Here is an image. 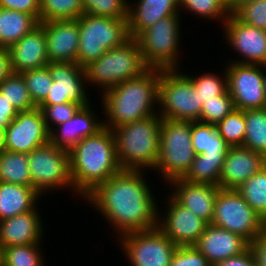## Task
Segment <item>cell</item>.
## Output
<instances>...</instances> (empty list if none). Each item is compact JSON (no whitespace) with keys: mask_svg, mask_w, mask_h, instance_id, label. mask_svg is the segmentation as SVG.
<instances>
[{"mask_svg":"<svg viewBox=\"0 0 266 266\" xmlns=\"http://www.w3.org/2000/svg\"><path fill=\"white\" fill-rule=\"evenodd\" d=\"M145 173L144 170H122L83 198L114 227L117 237L157 227L159 205Z\"/></svg>","mask_w":266,"mask_h":266,"instance_id":"1","label":"cell"},{"mask_svg":"<svg viewBox=\"0 0 266 266\" xmlns=\"http://www.w3.org/2000/svg\"><path fill=\"white\" fill-rule=\"evenodd\" d=\"M68 152L74 193L81 198L123 170L118 161L113 132L106 127L82 139Z\"/></svg>","mask_w":266,"mask_h":266,"instance_id":"2","label":"cell"},{"mask_svg":"<svg viewBox=\"0 0 266 266\" xmlns=\"http://www.w3.org/2000/svg\"><path fill=\"white\" fill-rule=\"evenodd\" d=\"M160 69L147 68L137 77L121 82L101 94L105 120L109 129L158 114Z\"/></svg>","mask_w":266,"mask_h":266,"instance_id":"3","label":"cell"},{"mask_svg":"<svg viewBox=\"0 0 266 266\" xmlns=\"http://www.w3.org/2000/svg\"><path fill=\"white\" fill-rule=\"evenodd\" d=\"M161 120L155 114L112 129L123 170L154 169L159 157Z\"/></svg>","mask_w":266,"mask_h":266,"instance_id":"4","label":"cell"},{"mask_svg":"<svg viewBox=\"0 0 266 266\" xmlns=\"http://www.w3.org/2000/svg\"><path fill=\"white\" fill-rule=\"evenodd\" d=\"M147 68L138 42L130 37L121 46L107 50L99 59L90 62L84 70L87 85L100 87L103 94L121 82L137 77Z\"/></svg>","mask_w":266,"mask_h":266,"instance_id":"5","label":"cell"},{"mask_svg":"<svg viewBox=\"0 0 266 266\" xmlns=\"http://www.w3.org/2000/svg\"><path fill=\"white\" fill-rule=\"evenodd\" d=\"M192 146L191 122L162 119L160 125V150L153 171L159 172L167 184L183 178L195 159ZM166 181V182H165Z\"/></svg>","mask_w":266,"mask_h":266,"instance_id":"6","label":"cell"},{"mask_svg":"<svg viewBox=\"0 0 266 266\" xmlns=\"http://www.w3.org/2000/svg\"><path fill=\"white\" fill-rule=\"evenodd\" d=\"M198 94L192 80L180 69H160L157 108L162 119L199 121L203 104Z\"/></svg>","mask_w":266,"mask_h":266,"instance_id":"7","label":"cell"},{"mask_svg":"<svg viewBox=\"0 0 266 266\" xmlns=\"http://www.w3.org/2000/svg\"><path fill=\"white\" fill-rule=\"evenodd\" d=\"M127 20L86 13L80 15V40L76 63L84 68L90 62L99 59L107 50L126 42L130 38Z\"/></svg>","mask_w":266,"mask_h":266,"instance_id":"8","label":"cell"},{"mask_svg":"<svg viewBox=\"0 0 266 266\" xmlns=\"http://www.w3.org/2000/svg\"><path fill=\"white\" fill-rule=\"evenodd\" d=\"M180 15L162 18L135 38L148 68L180 69Z\"/></svg>","mask_w":266,"mask_h":266,"instance_id":"9","label":"cell"},{"mask_svg":"<svg viewBox=\"0 0 266 266\" xmlns=\"http://www.w3.org/2000/svg\"><path fill=\"white\" fill-rule=\"evenodd\" d=\"M211 224L240 235L248 243L266 229V222L235 189H219Z\"/></svg>","mask_w":266,"mask_h":266,"instance_id":"10","label":"cell"},{"mask_svg":"<svg viewBox=\"0 0 266 266\" xmlns=\"http://www.w3.org/2000/svg\"><path fill=\"white\" fill-rule=\"evenodd\" d=\"M28 162L32 186L41 196L63 188L74 192L68 150L48 142L32 150Z\"/></svg>","mask_w":266,"mask_h":266,"instance_id":"11","label":"cell"},{"mask_svg":"<svg viewBox=\"0 0 266 266\" xmlns=\"http://www.w3.org/2000/svg\"><path fill=\"white\" fill-rule=\"evenodd\" d=\"M117 240L131 266H170L178 247L158 227L129 232Z\"/></svg>","mask_w":266,"mask_h":266,"instance_id":"12","label":"cell"},{"mask_svg":"<svg viewBox=\"0 0 266 266\" xmlns=\"http://www.w3.org/2000/svg\"><path fill=\"white\" fill-rule=\"evenodd\" d=\"M47 67L53 83L47 97L38 106L74 102L84 107L91 103L83 67L73 62L49 63Z\"/></svg>","mask_w":266,"mask_h":266,"instance_id":"13","label":"cell"},{"mask_svg":"<svg viewBox=\"0 0 266 266\" xmlns=\"http://www.w3.org/2000/svg\"><path fill=\"white\" fill-rule=\"evenodd\" d=\"M227 86L237 110L266 108L259 65L230 62L225 67Z\"/></svg>","mask_w":266,"mask_h":266,"instance_id":"14","label":"cell"},{"mask_svg":"<svg viewBox=\"0 0 266 266\" xmlns=\"http://www.w3.org/2000/svg\"><path fill=\"white\" fill-rule=\"evenodd\" d=\"M48 142L50 132L38 107L19 112L6 128L5 150L29 154Z\"/></svg>","mask_w":266,"mask_h":266,"instance_id":"15","label":"cell"},{"mask_svg":"<svg viewBox=\"0 0 266 266\" xmlns=\"http://www.w3.org/2000/svg\"><path fill=\"white\" fill-rule=\"evenodd\" d=\"M165 216L158 211L157 227L177 246L195 245L207 223L179 204L171 195L166 198ZM161 215V216H160ZM162 217V218H161Z\"/></svg>","mask_w":266,"mask_h":266,"instance_id":"16","label":"cell"},{"mask_svg":"<svg viewBox=\"0 0 266 266\" xmlns=\"http://www.w3.org/2000/svg\"><path fill=\"white\" fill-rule=\"evenodd\" d=\"M224 38L232 51L238 52V64L260 65L266 61V30L256 28L240 21L234 14H230L224 22Z\"/></svg>","mask_w":266,"mask_h":266,"instance_id":"17","label":"cell"},{"mask_svg":"<svg viewBox=\"0 0 266 266\" xmlns=\"http://www.w3.org/2000/svg\"><path fill=\"white\" fill-rule=\"evenodd\" d=\"M44 28L49 63H76L79 49L78 19L39 22Z\"/></svg>","mask_w":266,"mask_h":266,"instance_id":"18","label":"cell"},{"mask_svg":"<svg viewBox=\"0 0 266 266\" xmlns=\"http://www.w3.org/2000/svg\"><path fill=\"white\" fill-rule=\"evenodd\" d=\"M173 192L168 193L182 206L210 224L214 213V204L219 186L201 183H191L176 179L168 184Z\"/></svg>","mask_w":266,"mask_h":266,"instance_id":"19","label":"cell"},{"mask_svg":"<svg viewBox=\"0 0 266 266\" xmlns=\"http://www.w3.org/2000/svg\"><path fill=\"white\" fill-rule=\"evenodd\" d=\"M194 246L210 265H216L243 253L248 248V242L240 235L210 223Z\"/></svg>","mask_w":266,"mask_h":266,"instance_id":"20","label":"cell"},{"mask_svg":"<svg viewBox=\"0 0 266 266\" xmlns=\"http://www.w3.org/2000/svg\"><path fill=\"white\" fill-rule=\"evenodd\" d=\"M11 71L22 73L49 64L44 28L39 24L8 48Z\"/></svg>","mask_w":266,"mask_h":266,"instance_id":"21","label":"cell"},{"mask_svg":"<svg viewBox=\"0 0 266 266\" xmlns=\"http://www.w3.org/2000/svg\"><path fill=\"white\" fill-rule=\"evenodd\" d=\"M263 157V154L243 146L230 147L223 163L219 187L236 190L263 169Z\"/></svg>","mask_w":266,"mask_h":266,"instance_id":"22","label":"cell"},{"mask_svg":"<svg viewBox=\"0 0 266 266\" xmlns=\"http://www.w3.org/2000/svg\"><path fill=\"white\" fill-rule=\"evenodd\" d=\"M87 105L81 107L78 112L65 123L56 126L50 132V142L56 147L70 150L82 139L95 135L103 126L95 111Z\"/></svg>","mask_w":266,"mask_h":266,"instance_id":"23","label":"cell"},{"mask_svg":"<svg viewBox=\"0 0 266 266\" xmlns=\"http://www.w3.org/2000/svg\"><path fill=\"white\" fill-rule=\"evenodd\" d=\"M37 207L31 211L0 221L2 248L14 245L42 243L45 232Z\"/></svg>","mask_w":266,"mask_h":266,"instance_id":"24","label":"cell"},{"mask_svg":"<svg viewBox=\"0 0 266 266\" xmlns=\"http://www.w3.org/2000/svg\"><path fill=\"white\" fill-rule=\"evenodd\" d=\"M180 0L128 1V34L136 38L143 30L162 18L180 14Z\"/></svg>","mask_w":266,"mask_h":266,"instance_id":"25","label":"cell"},{"mask_svg":"<svg viewBox=\"0 0 266 266\" xmlns=\"http://www.w3.org/2000/svg\"><path fill=\"white\" fill-rule=\"evenodd\" d=\"M39 198L33 187L0 182V221L35 209Z\"/></svg>","mask_w":266,"mask_h":266,"instance_id":"26","label":"cell"},{"mask_svg":"<svg viewBox=\"0 0 266 266\" xmlns=\"http://www.w3.org/2000/svg\"><path fill=\"white\" fill-rule=\"evenodd\" d=\"M191 138L194 153L211 159H225L230 146L219 135L216 125L191 122Z\"/></svg>","mask_w":266,"mask_h":266,"instance_id":"27","label":"cell"},{"mask_svg":"<svg viewBox=\"0 0 266 266\" xmlns=\"http://www.w3.org/2000/svg\"><path fill=\"white\" fill-rule=\"evenodd\" d=\"M38 25L31 14L0 7V47L8 49Z\"/></svg>","mask_w":266,"mask_h":266,"instance_id":"28","label":"cell"},{"mask_svg":"<svg viewBox=\"0 0 266 266\" xmlns=\"http://www.w3.org/2000/svg\"><path fill=\"white\" fill-rule=\"evenodd\" d=\"M0 182L32 186L28 154L3 150L0 152Z\"/></svg>","mask_w":266,"mask_h":266,"instance_id":"29","label":"cell"},{"mask_svg":"<svg viewBox=\"0 0 266 266\" xmlns=\"http://www.w3.org/2000/svg\"><path fill=\"white\" fill-rule=\"evenodd\" d=\"M246 131L243 147L266 154V108L244 110Z\"/></svg>","mask_w":266,"mask_h":266,"instance_id":"30","label":"cell"},{"mask_svg":"<svg viewBox=\"0 0 266 266\" xmlns=\"http://www.w3.org/2000/svg\"><path fill=\"white\" fill-rule=\"evenodd\" d=\"M266 222V171L261 169L236 189Z\"/></svg>","mask_w":266,"mask_h":266,"instance_id":"31","label":"cell"},{"mask_svg":"<svg viewBox=\"0 0 266 266\" xmlns=\"http://www.w3.org/2000/svg\"><path fill=\"white\" fill-rule=\"evenodd\" d=\"M0 93L19 112L30 111L37 106L33 103L21 73L12 72L0 83Z\"/></svg>","mask_w":266,"mask_h":266,"instance_id":"32","label":"cell"},{"mask_svg":"<svg viewBox=\"0 0 266 266\" xmlns=\"http://www.w3.org/2000/svg\"><path fill=\"white\" fill-rule=\"evenodd\" d=\"M224 160L205 158L200 154L195 155L190 169L182 179L191 183L219 186Z\"/></svg>","mask_w":266,"mask_h":266,"instance_id":"33","label":"cell"},{"mask_svg":"<svg viewBox=\"0 0 266 266\" xmlns=\"http://www.w3.org/2000/svg\"><path fill=\"white\" fill-rule=\"evenodd\" d=\"M40 245L34 243L3 248L2 266H47Z\"/></svg>","mask_w":266,"mask_h":266,"instance_id":"34","label":"cell"},{"mask_svg":"<svg viewBox=\"0 0 266 266\" xmlns=\"http://www.w3.org/2000/svg\"><path fill=\"white\" fill-rule=\"evenodd\" d=\"M82 14V0H40L39 22L78 19Z\"/></svg>","mask_w":266,"mask_h":266,"instance_id":"35","label":"cell"},{"mask_svg":"<svg viewBox=\"0 0 266 266\" xmlns=\"http://www.w3.org/2000/svg\"><path fill=\"white\" fill-rule=\"evenodd\" d=\"M217 74V75H216ZM193 82L195 90L198 91V96L202 104L206 101L215 99L217 96L224 94L228 90L227 74L224 69V76H218V73L204 72L201 75L193 76L187 74Z\"/></svg>","mask_w":266,"mask_h":266,"instance_id":"36","label":"cell"},{"mask_svg":"<svg viewBox=\"0 0 266 266\" xmlns=\"http://www.w3.org/2000/svg\"><path fill=\"white\" fill-rule=\"evenodd\" d=\"M184 8L201 19H216L222 21V24L230 15L225 0H180V11L184 12Z\"/></svg>","mask_w":266,"mask_h":266,"instance_id":"37","label":"cell"},{"mask_svg":"<svg viewBox=\"0 0 266 266\" xmlns=\"http://www.w3.org/2000/svg\"><path fill=\"white\" fill-rule=\"evenodd\" d=\"M216 128L230 147L243 146L246 131L244 111L233 110L216 125Z\"/></svg>","mask_w":266,"mask_h":266,"instance_id":"38","label":"cell"},{"mask_svg":"<svg viewBox=\"0 0 266 266\" xmlns=\"http://www.w3.org/2000/svg\"><path fill=\"white\" fill-rule=\"evenodd\" d=\"M33 103L38 106L49 93L53 79L47 66L21 73Z\"/></svg>","mask_w":266,"mask_h":266,"instance_id":"39","label":"cell"},{"mask_svg":"<svg viewBox=\"0 0 266 266\" xmlns=\"http://www.w3.org/2000/svg\"><path fill=\"white\" fill-rule=\"evenodd\" d=\"M83 13L128 19V0H82Z\"/></svg>","mask_w":266,"mask_h":266,"instance_id":"40","label":"cell"},{"mask_svg":"<svg viewBox=\"0 0 266 266\" xmlns=\"http://www.w3.org/2000/svg\"><path fill=\"white\" fill-rule=\"evenodd\" d=\"M234 108L233 100L228 90L215 99L203 103L199 122L217 125Z\"/></svg>","mask_w":266,"mask_h":266,"instance_id":"41","label":"cell"},{"mask_svg":"<svg viewBox=\"0 0 266 266\" xmlns=\"http://www.w3.org/2000/svg\"><path fill=\"white\" fill-rule=\"evenodd\" d=\"M37 107L42 111L46 126L49 132H51L56 126L73 118L82 106L74 102H66L62 104Z\"/></svg>","mask_w":266,"mask_h":266,"instance_id":"42","label":"cell"},{"mask_svg":"<svg viewBox=\"0 0 266 266\" xmlns=\"http://www.w3.org/2000/svg\"><path fill=\"white\" fill-rule=\"evenodd\" d=\"M234 15L242 22L266 30V0H255L240 7Z\"/></svg>","mask_w":266,"mask_h":266,"instance_id":"43","label":"cell"},{"mask_svg":"<svg viewBox=\"0 0 266 266\" xmlns=\"http://www.w3.org/2000/svg\"><path fill=\"white\" fill-rule=\"evenodd\" d=\"M170 266H210L208 260L194 246H178Z\"/></svg>","mask_w":266,"mask_h":266,"instance_id":"44","label":"cell"},{"mask_svg":"<svg viewBox=\"0 0 266 266\" xmlns=\"http://www.w3.org/2000/svg\"><path fill=\"white\" fill-rule=\"evenodd\" d=\"M0 7L31 14L39 21L40 0H0Z\"/></svg>","mask_w":266,"mask_h":266,"instance_id":"45","label":"cell"},{"mask_svg":"<svg viewBox=\"0 0 266 266\" xmlns=\"http://www.w3.org/2000/svg\"><path fill=\"white\" fill-rule=\"evenodd\" d=\"M255 266H266V229L248 243Z\"/></svg>","mask_w":266,"mask_h":266,"instance_id":"46","label":"cell"},{"mask_svg":"<svg viewBox=\"0 0 266 266\" xmlns=\"http://www.w3.org/2000/svg\"><path fill=\"white\" fill-rule=\"evenodd\" d=\"M18 113L19 111L0 93V128L6 130Z\"/></svg>","mask_w":266,"mask_h":266,"instance_id":"47","label":"cell"},{"mask_svg":"<svg viewBox=\"0 0 266 266\" xmlns=\"http://www.w3.org/2000/svg\"><path fill=\"white\" fill-rule=\"evenodd\" d=\"M215 266H255L253 255L249 248L237 256L230 257Z\"/></svg>","mask_w":266,"mask_h":266,"instance_id":"48","label":"cell"},{"mask_svg":"<svg viewBox=\"0 0 266 266\" xmlns=\"http://www.w3.org/2000/svg\"><path fill=\"white\" fill-rule=\"evenodd\" d=\"M12 73L7 48L0 47V83Z\"/></svg>","mask_w":266,"mask_h":266,"instance_id":"49","label":"cell"},{"mask_svg":"<svg viewBox=\"0 0 266 266\" xmlns=\"http://www.w3.org/2000/svg\"><path fill=\"white\" fill-rule=\"evenodd\" d=\"M255 0H225L230 14H234L240 7Z\"/></svg>","mask_w":266,"mask_h":266,"instance_id":"50","label":"cell"},{"mask_svg":"<svg viewBox=\"0 0 266 266\" xmlns=\"http://www.w3.org/2000/svg\"><path fill=\"white\" fill-rule=\"evenodd\" d=\"M261 69V79H262V87H263V95L266 101V61L261 63L260 65ZM265 69V70H264Z\"/></svg>","mask_w":266,"mask_h":266,"instance_id":"51","label":"cell"},{"mask_svg":"<svg viewBox=\"0 0 266 266\" xmlns=\"http://www.w3.org/2000/svg\"><path fill=\"white\" fill-rule=\"evenodd\" d=\"M5 133L6 130L0 128V152L5 150Z\"/></svg>","mask_w":266,"mask_h":266,"instance_id":"52","label":"cell"},{"mask_svg":"<svg viewBox=\"0 0 266 266\" xmlns=\"http://www.w3.org/2000/svg\"><path fill=\"white\" fill-rule=\"evenodd\" d=\"M2 256H3V248H2V245L0 243V266H2Z\"/></svg>","mask_w":266,"mask_h":266,"instance_id":"53","label":"cell"},{"mask_svg":"<svg viewBox=\"0 0 266 266\" xmlns=\"http://www.w3.org/2000/svg\"><path fill=\"white\" fill-rule=\"evenodd\" d=\"M263 169L266 171V154L263 157Z\"/></svg>","mask_w":266,"mask_h":266,"instance_id":"54","label":"cell"}]
</instances>
